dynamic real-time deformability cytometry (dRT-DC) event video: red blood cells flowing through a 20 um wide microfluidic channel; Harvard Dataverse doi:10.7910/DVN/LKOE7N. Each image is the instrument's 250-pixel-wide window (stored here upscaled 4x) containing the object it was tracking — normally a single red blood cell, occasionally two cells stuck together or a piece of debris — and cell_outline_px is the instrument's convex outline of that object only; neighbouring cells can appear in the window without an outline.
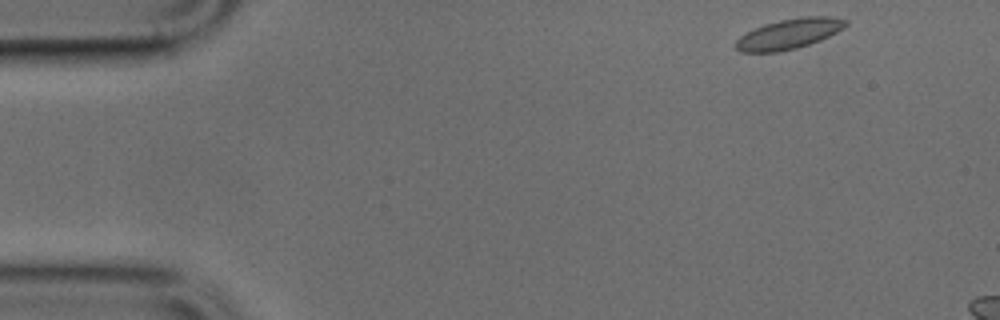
{"species": "common noctule bat (a hibernating species)", "species_latin": "Nyctalus noctula", "temperature_condition": "cold", "stored_images_in_passage": 9, "camera_frame_rate_fps": 3000, "um_per_image_px": 0.085, "animal": {"sex": "male", "body_mass_g": 17.9, "forearm_length_mm": 54.2}, "frame": {"image": 1, "passage_image": 1, "time_ms": 0.0, "image_size_px": [1000, 320], "cell_outline_px": [[848, 24], [844, 28], [820, 40], [796, 48], [780, 52], [740, 52], [736, 48], [736, 40], [740, 36], [764, 24], [780, 20], [804, 16], [828, 16], [848, 20]], "centroid_in_image_um": [67.08, 2.87], "position_along_channel_um": 17.9, "area_um2": 19.19}}